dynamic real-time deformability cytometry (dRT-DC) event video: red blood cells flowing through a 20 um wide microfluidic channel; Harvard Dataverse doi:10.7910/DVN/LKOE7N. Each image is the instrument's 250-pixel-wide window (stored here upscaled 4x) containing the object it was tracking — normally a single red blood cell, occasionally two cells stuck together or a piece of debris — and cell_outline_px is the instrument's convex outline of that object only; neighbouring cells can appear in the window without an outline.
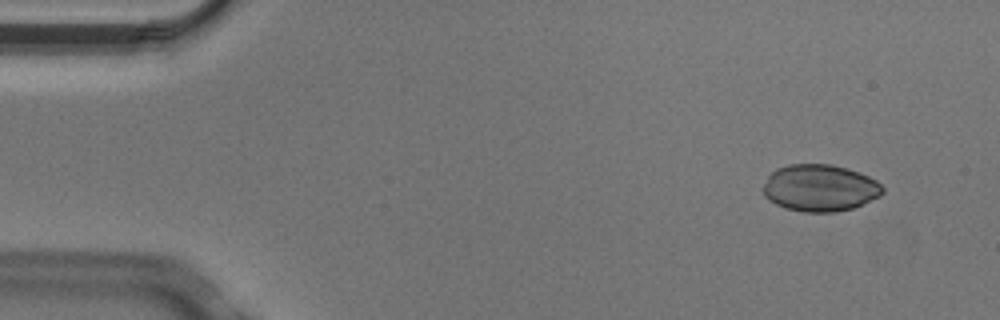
{"species": "Egyptian fruit bat (a non-hibernating species)", "species_latin": "Rousettus aegyptiacus", "temperature_condition": "cold", "stored_images_in_passage": 4, "camera_frame_rate_fps": 3000, "um_per_image_px": 0.085, "animal": {"sex": "male"}, "frame": {"image": 1, "passage_image": 1, "time_ms": 0.0, "image_size_px": [1000, 320], "cell_outline_px": [[884, 192], [880, 196], [852, 208], [836, 212], [804, 212], [784, 208], [768, 200], [764, 196], [760, 188], [768, 176], [776, 168], [788, 164], [832, 164], [848, 168], [860, 172], [876, 180], [884, 188]], "centroid_in_image_um": [69.65, 15.97], "position_along_channel_um": 15.3, "area_um2": 33.06}}
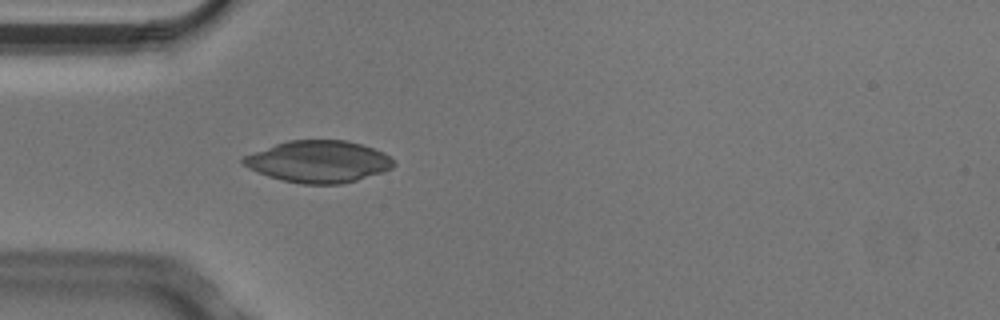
{"frame": {"image": 2, "passage_image": 4, "time_ms": 1.0, "image_size_px": [1000, 320], "cell_outline_px": [[396, 164], [392, 168], [384, 172], [356, 180], [340, 184], [300, 184], [268, 176], [248, 168], [240, 160], [240, 156], [288, 140], [348, 140], [384, 152]], "centroid_in_image_um": [27.05, 13.73], "position_along_channel_um": 57.9, "area_um2": 36.7}}